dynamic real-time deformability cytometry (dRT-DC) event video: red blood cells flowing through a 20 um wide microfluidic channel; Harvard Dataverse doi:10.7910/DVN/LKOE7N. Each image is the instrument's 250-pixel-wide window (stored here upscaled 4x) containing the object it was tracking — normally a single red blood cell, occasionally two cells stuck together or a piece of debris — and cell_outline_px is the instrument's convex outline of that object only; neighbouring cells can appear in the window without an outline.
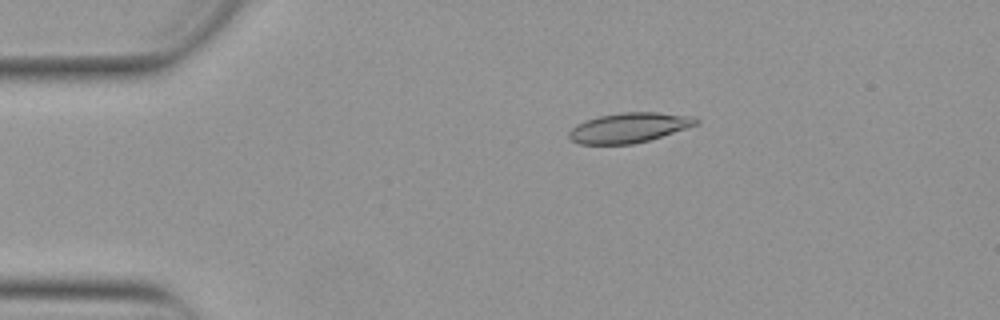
{"species": "Egyptian fruit bat (a non-hibernating species)", "species_latin": "Rousettus aegyptiacus", "temperature_condition": "warm", "stored_images_in_passage": 51, "camera_frame_rate_fps": 3000, "um_per_image_px": 0.085, "animal": {"sex": "female"}, "frame": {"image": 1, "passage_image": 9, "time_ms": 2.667, "image_size_px": [1000, 320], "cell_outline_px": [[700, 124], [648, 140], [632, 144], [580, 144], [572, 140], [568, 136], [568, 132], [576, 124], [600, 116], [624, 112], [656, 112], [696, 116], [700, 120]], "centroid_in_image_um": [53.52, 10.84], "position_along_channel_um": 31.5, "area_um2": 22.08}}
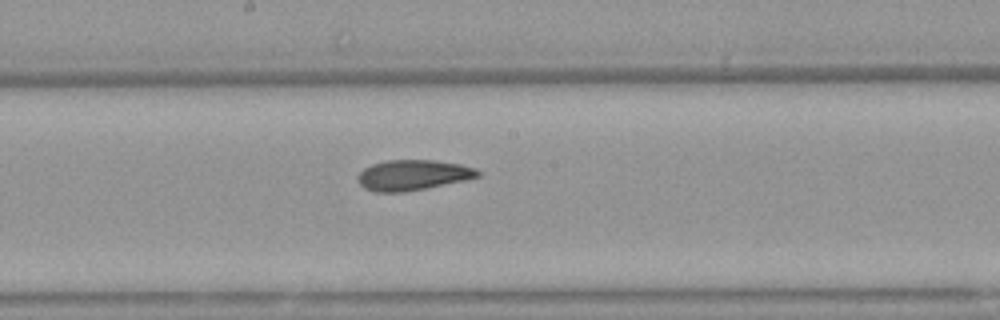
{"frame": {"image": 2, "passage_image": 27, "time_ms": 8.667, "image_size_px": [1000, 320], "cell_outline_px": [[480, 176], [464, 180], [404, 192], [376, 192], [364, 188], [360, 184], [356, 176], [364, 168], [372, 164], [384, 160], [436, 160], [460, 164], [476, 168], [480, 172]], "centroid_in_image_um": [35.07, 14.87], "position_along_channel_um": 213.1, "area_um2": 21.21}}
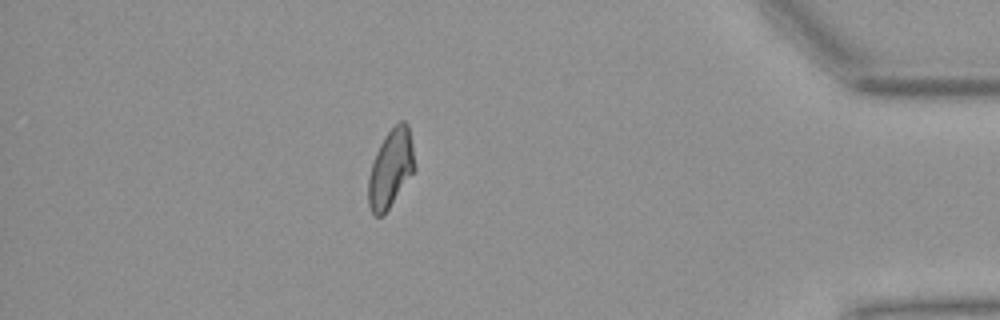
{"frame": {"image": 3, "passage_image": 45, "time_ms": 14.667, "image_size_px": [1000, 320], "cell_outline_px": [[416, 168], [384, 216], [376, 216], [372, 212], [368, 204], [368, 176], [376, 152], [384, 136], [400, 120], [404, 120], [408, 124], [412, 144]], "centroid_in_image_um": [33.21, 14.33], "position_along_channel_um": 402.0, "area_um2": 21.1}, "authors_computed_cell_mechanics": {"area_um2": 21.5016, "velocity_mm_per_s": 3.8664, "shape_relaxation_time_tau1_ms": 10.6228, "shape_relaxation_time_tau2_ms": 3.1519, "deformation_change_tau1": 0.2173, "deformation_change_tau2": 0.0925}}